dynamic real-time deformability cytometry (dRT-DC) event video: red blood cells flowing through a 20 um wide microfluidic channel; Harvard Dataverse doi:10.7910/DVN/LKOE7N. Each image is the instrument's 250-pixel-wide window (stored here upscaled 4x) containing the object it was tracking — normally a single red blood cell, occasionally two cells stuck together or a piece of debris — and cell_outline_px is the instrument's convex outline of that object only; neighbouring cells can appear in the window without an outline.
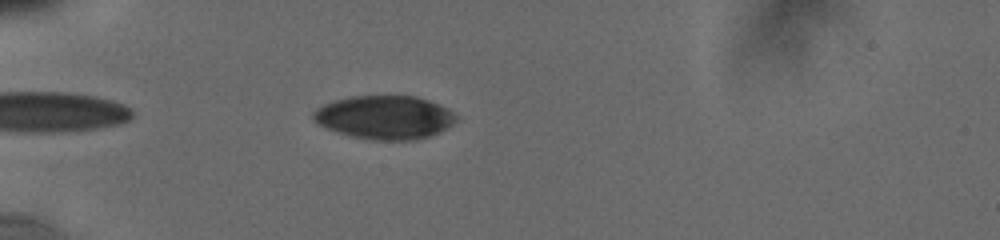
{"species": "human", "species_latin": "Homo sapiens", "temperature_condition": "cold", "stored_images_in_passage": 24, "camera_frame_rate_fps": 3000, "um_per_image_px": 0.085, "donor": {"sex": "male"}, "frame": {"image": 1, "passage_image": 6, "time_ms": 0.667, "image_size_px": [1000, 240], "cell_outline_px": [[456, 120], [448, 128], [440, 132], [428, 136], [412, 140], [376, 140], [352, 136], [328, 128], [320, 124], [312, 116], [312, 112], [316, 108], [324, 104], [336, 100], [352, 96], [416, 96], [428, 100], [452, 112], [456, 116]], "centroid_in_image_um": [32.7, 9.97], "position_along_channel_um": 52.3, "area_um2": 35.66}}